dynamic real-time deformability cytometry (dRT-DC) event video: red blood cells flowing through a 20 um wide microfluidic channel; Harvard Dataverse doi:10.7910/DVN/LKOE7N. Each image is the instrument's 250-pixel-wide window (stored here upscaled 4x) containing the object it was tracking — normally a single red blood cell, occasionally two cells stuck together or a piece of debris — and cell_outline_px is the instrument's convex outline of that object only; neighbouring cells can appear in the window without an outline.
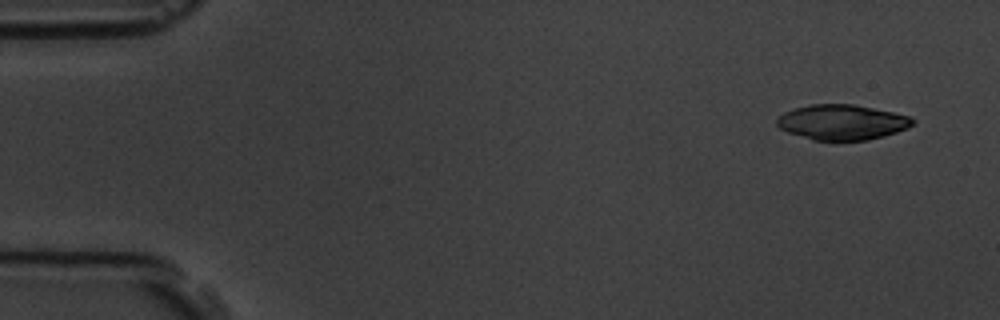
{"species": "common noctule bat (a hibernating species)", "species_latin": "Nyctalus noctula", "temperature_condition": "room temperature", "stored_images_in_passage": 4, "camera_frame_rate_fps": 3000, "um_per_image_px": 0.085, "animal": {"sex": "male", "body_mass_g": 19.5, "forearm_length_mm": 54.6}, "frame": {"image": 1, "passage_image": 1, "time_ms": 0.0, "image_size_px": [1000, 320], "cell_outline_px": [[916, 120], [908, 128], [884, 136], [868, 140], [812, 140], [788, 132], [780, 128], [776, 124], [776, 120], [784, 112], [792, 108], [808, 104], [852, 104], [892, 112], [908, 116]], "centroid_in_image_um": [71.54, 10.38], "position_along_channel_um": 13.5, "area_um2": 27.8}}